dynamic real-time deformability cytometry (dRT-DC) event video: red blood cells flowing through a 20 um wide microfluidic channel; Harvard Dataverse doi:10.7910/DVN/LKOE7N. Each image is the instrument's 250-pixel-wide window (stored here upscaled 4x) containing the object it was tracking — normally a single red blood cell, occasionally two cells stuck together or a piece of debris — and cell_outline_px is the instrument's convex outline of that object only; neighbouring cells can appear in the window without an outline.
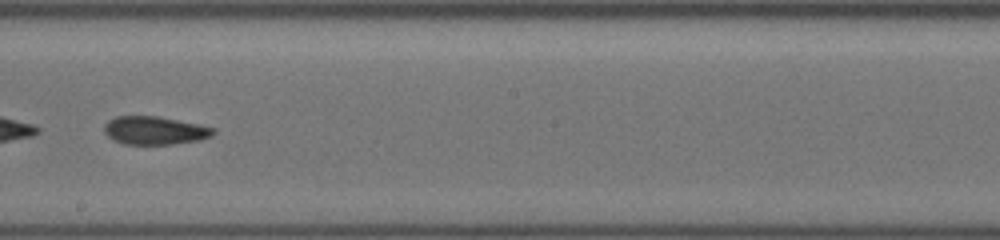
{"species": "common noctule bat (a hibernating species)", "species_latin": "Nyctalus noctula", "temperature_condition": "cold", "stored_images_in_passage": 57, "segment_of_instrument_passage": [2, 2], "camera_frame_rate_fps": 3000, "um_per_image_px": 0.085, "animal": {"sex": "female", "body_mass_g": 19.5, "forearm_length_mm": 54.1}, "frame": {"image": 1, "passage_image": 39, "time_ms": 10.667, "image_size_px": [1000, 240], "cell_outline_px": [[216, 132], [212, 136], [200, 140], [168, 144], [124, 144], [112, 140], [104, 132], [104, 124], [108, 120], [116, 116], [156, 116], [216, 128]], "centroid_in_image_um": [13.12, 11.09], "position_along_channel_um": 235.1, "area_um2": 17.86}}
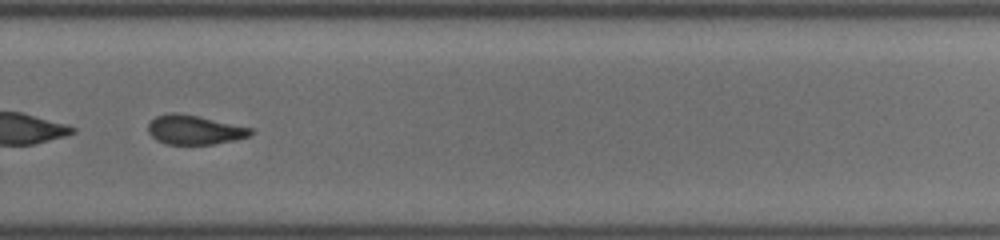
{"frame": {"image": 2, "passage_image": 44, "time_ms": 12.667, "image_size_px": [1000, 240], "cell_outline_px": [[252, 136], [212, 144], [164, 144], [156, 140], [148, 132], [148, 124], [156, 116], [168, 112], [176, 112], [196, 116], [252, 128]], "centroid_in_image_um": [16.49, 11.04], "position_along_channel_um": 313.3, "area_um2": 17.34}}
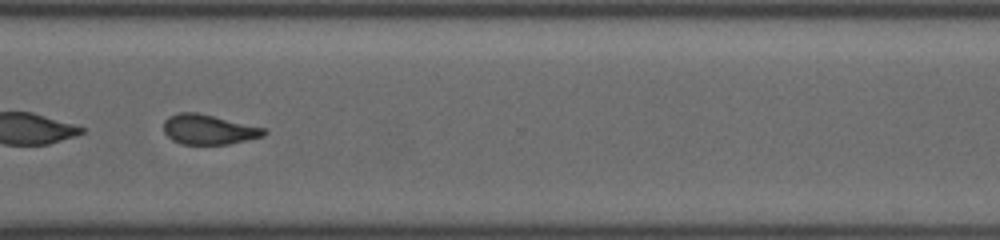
{"frame": {"image": 3, "passage_image": 47, "time_ms": 13.667, "image_size_px": [1000, 240], "cell_outline_px": [[268, 132], [264, 136], [228, 144], [180, 144], [172, 140], [164, 132], [164, 120], [168, 116], [180, 112], [196, 112], [268, 128]], "centroid_in_image_um": [17.76, 11.0], "position_along_channel_um": 352.8, "area_um2": 17.63}}